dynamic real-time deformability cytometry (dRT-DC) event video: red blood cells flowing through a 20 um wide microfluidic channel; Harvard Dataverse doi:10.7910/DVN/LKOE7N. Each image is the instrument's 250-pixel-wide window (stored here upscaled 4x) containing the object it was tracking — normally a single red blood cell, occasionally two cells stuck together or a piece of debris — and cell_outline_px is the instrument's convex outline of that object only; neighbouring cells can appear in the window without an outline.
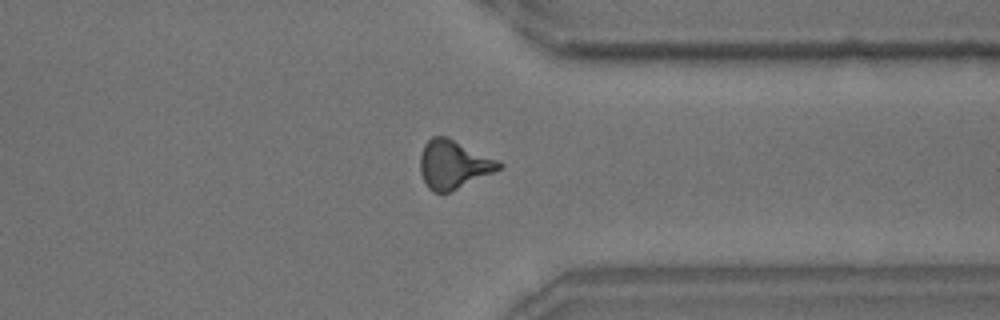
{"species": "common noctule bat (a hibernating species)", "species_latin": "Nyctalus noctula", "temperature_condition": "room temperature", "stored_images_in_passage": 57, "segment_of_instrument_passage": [2, 2], "camera_frame_rate_fps": 3000, "um_per_image_px": 0.085, "animal": {"sex": "male", "body_mass_g": 18.8}, "frame": {"image": 1, "passage_image": 45, "time_ms": 14.667, "image_size_px": [1000, 320], "cell_outline_px": [[504, 164], [500, 168], [452, 192], [432, 192], [428, 188], [420, 172], [420, 156], [424, 144], [432, 136], [448, 136]], "centroid_in_image_um": [38.5, 13.98], "position_along_channel_um": 372.9, "area_um2": 22.02}}
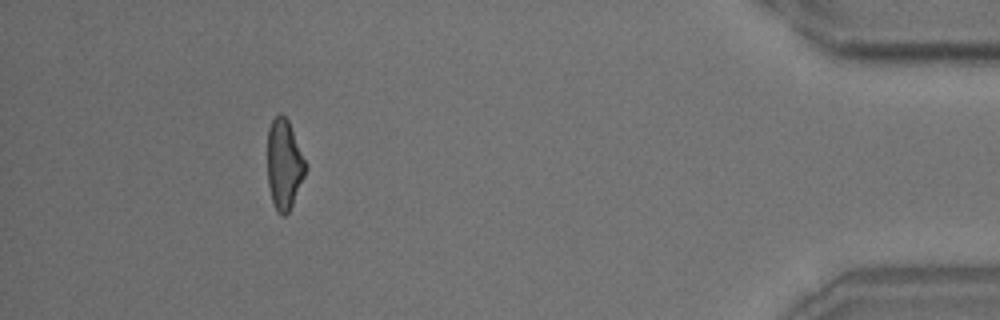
{"frame": {"image": 2, "passage_image": 53, "time_ms": 17.333, "image_size_px": [1000, 320], "cell_outline_px": [[308, 168], [292, 204], [288, 212], [284, 216], [280, 216], [276, 212], [272, 204], [268, 184], [268, 128], [272, 120], [280, 112], [288, 120], [308, 164]], "centroid_in_image_um": [24.16, 13.99], "position_along_channel_um": 411.0, "area_um2": 20.23}}